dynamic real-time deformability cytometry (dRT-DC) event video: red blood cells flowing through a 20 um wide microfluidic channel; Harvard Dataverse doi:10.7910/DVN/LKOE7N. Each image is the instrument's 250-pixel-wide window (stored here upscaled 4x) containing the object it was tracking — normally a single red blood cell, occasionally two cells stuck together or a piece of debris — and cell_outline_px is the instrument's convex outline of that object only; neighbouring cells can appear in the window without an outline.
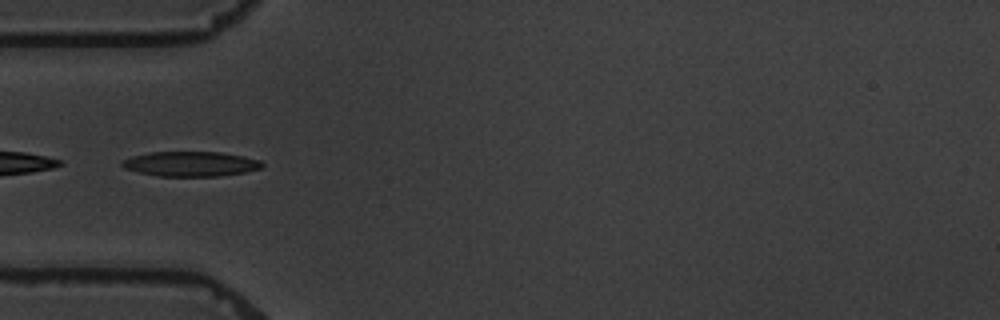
{"species": "common noctule bat (a hibernating species)", "species_latin": "Nyctalus noctula", "temperature_condition": "warm", "stored_images_in_passage": 9, "camera_frame_rate_fps": 3000, "um_per_image_px": 0.085, "animal": {"sex": "male", "body_mass_g": 19.5, "forearm_length_mm": 54.6}, "frame": {"image": 1, "passage_image": 6, "time_ms": 5.667, "image_size_px": [1000, 320], "cell_outline_px": [[264, 164], [260, 168], [244, 172], [216, 176], [156, 176], [124, 168], [120, 164], [120, 160], [132, 156], [148, 152], [220, 152], [244, 156], [260, 160]], "centroid_in_image_um": [16.17, 13.92], "position_along_channel_um": 68.8, "area_um2": 20.29}}
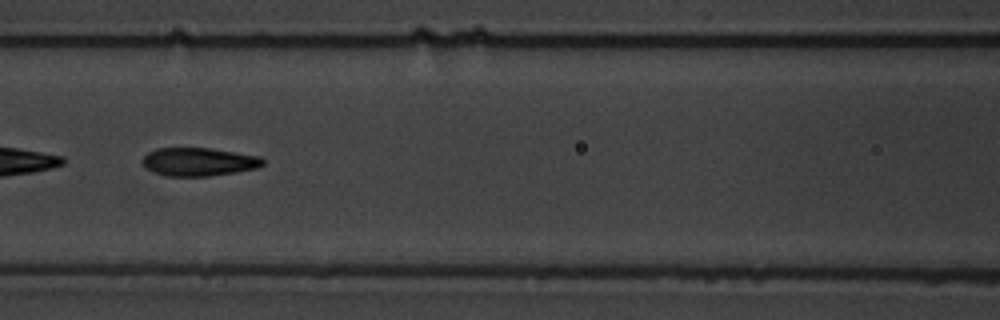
{"frame": {"image": 2, "passage_image": 8, "time_ms": 8.0, "image_size_px": [1000, 320], "cell_outline_px": [[264, 164], [256, 168], [236, 172], [208, 176], [168, 176], [156, 172], [148, 168], [140, 160], [148, 152], [156, 148], [208, 148], [260, 156], [264, 160]], "centroid_in_image_um": [16.9, 13.75], "position_along_channel_um": 149.7, "area_um2": 19.65}}